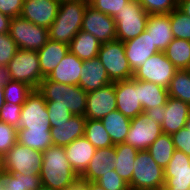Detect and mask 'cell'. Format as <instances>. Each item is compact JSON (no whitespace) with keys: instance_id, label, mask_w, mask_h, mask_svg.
<instances>
[{"instance_id":"11a10c76","label":"cell","mask_w":190,"mask_h":190,"mask_svg":"<svg viewBox=\"0 0 190 190\" xmlns=\"http://www.w3.org/2000/svg\"><path fill=\"white\" fill-rule=\"evenodd\" d=\"M185 127L190 131V113H189L188 119L186 121Z\"/></svg>"},{"instance_id":"60d3db41","label":"cell","mask_w":190,"mask_h":190,"mask_svg":"<svg viewBox=\"0 0 190 190\" xmlns=\"http://www.w3.org/2000/svg\"><path fill=\"white\" fill-rule=\"evenodd\" d=\"M18 50L9 32L0 34V66H7Z\"/></svg>"},{"instance_id":"d6a6232c","label":"cell","mask_w":190,"mask_h":190,"mask_svg":"<svg viewBox=\"0 0 190 190\" xmlns=\"http://www.w3.org/2000/svg\"><path fill=\"white\" fill-rule=\"evenodd\" d=\"M175 150L171 135L165 133H162L147 149L163 169L169 164Z\"/></svg>"},{"instance_id":"ffe728a7","label":"cell","mask_w":190,"mask_h":190,"mask_svg":"<svg viewBox=\"0 0 190 190\" xmlns=\"http://www.w3.org/2000/svg\"><path fill=\"white\" fill-rule=\"evenodd\" d=\"M110 83H112V81L98 57L83 60L79 87L88 93Z\"/></svg>"},{"instance_id":"8992f818","label":"cell","mask_w":190,"mask_h":190,"mask_svg":"<svg viewBox=\"0 0 190 190\" xmlns=\"http://www.w3.org/2000/svg\"><path fill=\"white\" fill-rule=\"evenodd\" d=\"M148 16L137 0H130L114 17L117 40L126 42L139 36L146 30Z\"/></svg>"},{"instance_id":"e575fe53","label":"cell","mask_w":190,"mask_h":190,"mask_svg":"<svg viewBox=\"0 0 190 190\" xmlns=\"http://www.w3.org/2000/svg\"><path fill=\"white\" fill-rule=\"evenodd\" d=\"M84 137L96 149L114 146L101 120L86 119Z\"/></svg>"},{"instance_id":"484cf974","label":"cell","mask_w":190,"mask_h":190,"mask_svg":"<svg viewBox=\"0 0 190 190\" xmlns=\"http://www.w3.org/2000/svg\"><path fill=\"white\" fill-rule=\"evenodd\" d=\"M68 52V44L48 39L47 43L37 51L42 77H48Z\"/></svg>"},{"instance_id":"ba28073f","label":"cell","mask_w":190,"mask_h":190,"mask_svg":"<svg viewBox=\"0 0 190 190\" xmlns=\"http://www.w3.org/2000/svg\"><path fill=\"white\" fill-rule=\"evenodd\" d=\"M11 80L37 89L43 80L37 51L19 49L7 65Z\"/></svg>"},{"instance_id":"5bb4252c","label":"cell","mask_w":190,"mask_h":190,"mask_svg":"<svg viewBox=\"0 0 190 190\" xmlns=\"http://www.w3.org/2000/svg\"><path fill=\"white\" fill-rule=\"evenodd\" d=\"M117 109L114 82L87 93L86 119L101 120Z\"/></svg>"},{"instance_id":"83f0119b","label":"cell","mask_w":190,"mask_h":190,"mask_svg":"<svg viewBox=\"0 0 190 190\" xmlns=\"http://www.w3.org/2000/svg\"><path fill=\"white\" fill-rule=\"evenodd\" d=\"M101 42L92 34L80 30L69 44V51L81 60L98 57Z\"/></svg>"},{"instance_id":"f5cc1de1","label":"cell","mask_w":190,"mask_h":190,"mask_svg":"<svg viewBox=\"0 0 190 190\" xmlns=\"http://www.w3.org/2000/svg\"><path fill=\"white\" fill-rule=\"evenodd\" d=\"M85 190H105L102 186L96 182H84Z\"/></svg>"},{"instance_id":"277c9868","label":"cell","mask_w":190,"mask_h":190,"mask_svg":"<svg viewBox=\"0 0 190 190\" xmlns=\"http://www.w3.org/2000/svg\"><path fill=\"white\" fill-rule=\"evenodd\" d=\"M164 169L147 150L137 152L131 179V190H161L164 186Z\"/></svg>"},{"instance_id":"f546056e","label":"cell","mask_w":190,"mask_h":190,"mask_svg":"<svg viewBox=\"0 0 190 190\" xmlns=\"http://www.w3.org/2000/svg\"><path fill=\"white\" fill-rule=\"evenodd\" d=\"M114 145L124 143L130 129L131 119L117 109L101 119Z\"/></svg>"},{"instance_id":"9f6ffc18","label":"cell","mask_w":190,"mask_h":190,"mask_svg":"<svg viewBox=\"0 0 190 190\" xmlns=\"http://www.w3.org/2000/svg\"><path fill=\"white\" fill-rule=\"evenodd\" d=\"M161 190H190L185 188H162Z\"/></svg>"},{"instance_id":"ee69618b","label":"cell","mask_w":190,"mask_h":190,"mask_svg":"<svg viewBox=\"0 0 190 190\" xmlns=\"http://www.w3.org/2000/svg\"><path fill=\"white\" fill-rule=\"evenodd\" d=\"M105 190H130L128 183H126L115 170L103 175L96 181Z\"/></svg>"},{"instance_id":"d6986e66","label":"cell","mask_w":190,"mask_h":190,"mask_svg":"<svg viewBox=\"0 0 190 190\" xmlns=\"http://www.w3.org/2000/svg\"><path fill=\"white\" fill-rule=\"evenodd\" d=\"M115 155V145L96 149L86 170L79 176L80 181L96 182L100 177L114 170Z\"/></svg>"},{"instance_id":"9c48e42d","label":"cell","mask_w":190,"mask_h":190,"mask_svg":"<svg viewBox=\"0 0 190 190\" xmlns=\"http://www.w3.org/2000/svg\"><path fill=\"white\" fill-rule=\"evenodd\" d=\"M9 34L19 49L38 51L48 41V28L38 26L22 17L11 18Z\"/></svg>"},{"instance_id":"ac0fdd59","label":"cell","mask_w":190,"mask_h":190,"mask_svg":"<svg viewBox=\"0 0 190 190\" xmlns=\"http://www.w3.org/2000/svg\"><path fill=\"white\" fill-rule=\"evenodd\" d=\"M124 48L129 66L133 72L141 67L149 57L160 52L153 45L146 30L134 39L124 42Z\"/></svg>"},{"instance_id":"5b68a950","label":"cell","mask_w":190,"mask_h":190,"mask_svg":"<svg viewBox=\"0 0 190 190\" xmlns=\"http://www.w3.org/2000/svg\"><path fill=\"white\" fill-rule=\"evenodd\" d=\"M43 162L42 151L15 143L1 158V169L9 173L39 175Z\"/></svg>"},{"instance_id":"8fae6325","label":"cell","mask_w":190,"mask_h":190,"mask_svg":"<svg viewBox=\"0 0 190 190\" xmlns=\"http://www.w3.org/2000/svg\"><path fill=\"white\" fill-rule=\"evenodd\" d=\"M177 68L169 61L164 52L156 53L133 72V78L152 82L166 89L170 86Z\"/></svg>"},{"instance_id":"bcb514c9","label":"cell","mask_w":190,"mask_h":190,"mask_svg":"<svg viewBox=\"0 0 190 190\" xmlns=\"http://www.w3.org/2000/svg\"><path fill=\"white\" fill-rule=\"evenodd\" d=\"M171 138L176 150L182 151L187 156H190V131L186 127L171 134Z\"/></svg>"},{"instance_id":"c3c4849f","label":"cell","mask_w":190,"mask_h":190,"mask_svg":"<svg viewBox=\"0 0 190 190\" xmlns=\"http://www.w3.org/2000/svg\"><path fill=\"white\" fill-rule=\"evenodd\" d=\"M11 80L7 66H0V110L5 103L4 85Z\"/></svg>"},{"instance_id":"816d5d0a","label":"cell","mask_w":190,"mask_h":190,"mask_svg":"<svg viewBox=\"0 0 190 190\" xmlns=\"http://www.w3.org/2000/svg\"><path fill=\"white\" fill-rule=\"evenodd\" d=\"M178 8L190 17V0H179Z\"/></svg>"},{"instance_id":"1f68e13d","label":"cell","mask_w":190,"mask_h":190,"mask_svg":"<svg viewBox=\"0 0 190 190\" xmlns=\"http://www.w3.org/2000/svg\"><path fill=\"white\" fill-rule=\"evenodd\" d=\"M177 70H185L190 66V41L174 38L163 51Z\"/></svg>"},{"instance_id":"52a82bcc","label":"cell","mask_w":190,"mask_h":190,"mask_svg":"<svg viewBox=\"0 0 190 190\" xmlns=\"http://www.w3.org/2000/svg\"><path fill=\"white\" fill-rule=\"evenodd\" d=\"M98 58L112 82L133 78V71L126 58L123 41L115 40L101 44Z\"/></svg>"},{"instance_id":"7bdbcfd3","label":"cell","mask_w":190,"mask_h":190,"mask_svg":"<svg viewBox=\"0 0 190 190\" xmlns=\"http://www.w3.org/2000/svg\"><path fill=\"white\" fill-rule=\"evenodd\" d=\"M22 106L5 102L0 110V121L18 129Z\"/></svg>"},{"instance_id":"7dc6e473","label":"cell","mask_w":190,"mask_h":190,"mask_svg":"<svg viewBox=\"0 0 190 190\" xmlns=\"http://www.w3.org/2000/svg\"><path fill=\"white\" fill-rule=\"evenodd\" d=\"M24 0H0V13L10 18L19 17Z\"/></svg>"},{"instance_id":"b9f144b4","label":"cell","mask_w":190,"mask_h":190,"mask_svg":"<svg viewBox=\"0 0 190 190\" xmlns=\"http://www.w3.org/2000/svg\"><path fill=\"white\" fill-rule=\"evenodd\" d=\"M130 0H92L89 4L98 11L115 17Z\"/></svg>"},{"instance_id":"f6af8a7d","label":"cell","mask_w":190,"mask_h":190,"mask_svg":"<svg viewBox=\"0 0 190 190\" xmlns=\"http://www.w3.org/2000/svg\"><path fill=\"white\" fill-rule=\"evenodd\" d=\"M49 113V121L51 127H56V124H62L69 121L74 115L62 105H46Z\"/></svg>"},{"instance_id":"681fc988","label":"cell","mask_w":190,"mask_h":190,"mask_svg":"<svg viewBox=\"0 0 190 190\" xmlns=\"http://www.w3.org/2000/svg\"><path fill=\"white\" fill-rule=\"evenodd\" d=\"M165 111H166V105L147 109L144 112L146 113V115L149 116V118H151L153 122H156L161 125L164 120L163 112Z\"/></svg>"},{"instance_id":"4fadbf2b","label":"cell","mask_w":190,"mask_h":190,"mask_svg":"<svg viewBox=\"0 0 190 190\" xmlns=\"http://www.w3.org/2000/svg\"><path fill=\"white\" fill-rule=\"evenodd\" d=\"M81 30L92 34L102 44L117 40L114 18L98 11L90 4L85 9Z\"/></svg>"},{"instance_id":"f35d334b","label":"cell","mask_w":190,"mask_h":190,"mask_svg":"<svg viewBox=\"0 0 190 190\" xmlns=\"http://www.w3.org/2000/svg\"><path fill=\"white\" fill-rule=\"evenodd\" d=\"M148 14H169L178 7L179 0H137Z\"/></svg>"},{"instance_id":"8d00e7d4","label":"cell","mask_w":190,"mask_h":190,"mask_svg":"<svg viewBox=\"0 0 190 190\" xmlns=\"http://www.w3.org/2000/svg\"><path fill=\"white\" fill-rule=\"evenodd\" d=\"M33 90L34 89L26 83L10 80L4 85L5 102L23 105Z\"/></svg>"},{"instance_id":"2e32d148","label":"cell","mask_w":190,"mask_h":190,"mask_svg":"<svg viewBox=\"0 0 190 190\" xmlns=\"http://www.w3.org/2000/svg\"><path fill=\"white\" fill-rule=\"evenodd\" d=\"M61 0H24L20 17L49 28L54 22Z\"/></svg>"},{"instance_id":"44dd1931","label":"cell","mask_w":190,"mask_h":190,"mask_svg":"<svg viewBox=\"0 0 190 190\" xmlns=\"http://www.w3.org/2000/svg\"><path fill=\"white\" fill-rule=\"evenodd\" d=\"M189 113L190 105L188 103L169 96L166 103V111L163 112L162 132L170 135L178 132L185 127Z\"/></svg>"},{"instance_id":"9a60e30c","label":"cell","mask_w":190,"mask_h":190,"mask_svg":"<svg viewBox=\"0 0 190 190\" xmlns=\"http://www.w3.org/2000/svg\"><path fill=\"white\" fill-rule=\"evenodd\" d=\"M117 110L132 119L144 112L139 102L138 80L131 78L114 82Z\"/></svg>"},{"instance_id":"f1b7e54d","label":"cell","mask_w":190,"mask_h":190,"mask_svg":"<svg viewBox=\"0 0 190 190\" xmlns=\"http://www.w3.org/2000/svg\"><path fill=\"white\" fill-rule=\"evenodd\" d=\"M139 102L143 110L164 106L169 98L168 89L152 82L138 80Z\"/></svg>"},{"instance_id":"3957f363","label":"cell","mask_w":190,"mask_h":190,"mask_svg":"<svg viewBox=\"0 0 190 190\" xmlns=\"http://www.w3.org/2000/svg\"><path fill=\"white\" fill-rule=\"evenodd\" d=\"M37 90L43 95L46 105H62L67 107L73 115L84 116L87 92L78 85H66L45 77Z\"/></svg>"},{"instance_id":"30bf717a","label":"cell","mask_w":190,"mask_h":190,"mask_svg":"<svg viewBox=\"0 0 190 190\" xmlns=\"http://www.w3.org/2000/svg\"><path fill=\"white\" fill-rule=\"evenodd\" d=\"M17 130H51L46 101L37 89L29 94L22 106Z\"/></svg>"},{"instance_id":"7c38bea8","label":"cell","mask_w":190,"mask_h":190,"mask_svg":"<svg viewBox=\"0 0 190 190\" xmlns=\"http://www.w3.org/2000/svg\"><path fill=\"white\" fill-rule=\"evenodd\" d=\"M162 133L161 125L153 122L145 112H142L131 119L124 143L135 147L138 151L147 150Z\"/></svg>"},{"instance_id":"74e56055","label":"cell","mask_w":190,"mask_h":190,"mask_svg":"<svg viewBox=\"0 0 190 190\" xmlns=\"http://www.w3.org/2000/svg\"><path fill=\"white\" fill-rule=\"evenodd\" d=\"M173 37L190 41V17L178 7L169 13Z\"/></svg>"},{"instance_id":"7402d4cb","label":"cell","mask_w":190,"mask_h":190,"mask_svg":"<svg viewBox=\"0 0 190 190\" xmlns=\"http://www.w3.org/2000/svg\"><path fill=\"white\" fill-rule=\"evenodd\" d=\"M72 169L80 176L94 156L96 148L83 136L64 147Z\"/></svg>"},{"instance_id":"f907efd6","label":"cell","mask_w":190,"mask_h":190,"mask_svg":"<svg viewBox=\"0 0 190 190\" xmlns=\"http://www.w3.org/2000/svg\"><path fill=\"white\" fill-rule=\"evenodd\" d=\"M10 20L9 16L0 13V34L9 32Z\"/></svg>"},{"instance_id":"6da1fadb","label":"cell","mask_w":190,"mask_h":190,"mask_svg":"<svg viewBox=\"0 0 190 190\" xmlns=\"http://www.w3.org/2000/svg\"><path fill=\"white\" fill-rule=\"evenodd\" d=\"M42 153L43 162L39 174L41 185L52 190H63L80 181L67 159L63 146L52 145Z\"/></svg>"},{"instance_id":"603a6c76","label":"cell","mask_w":190,"mask_h":190,"mask_svg":"<svg viewBox=\"0 0 190 190\" xmlns=\"http://www.w3.org/2000/svg\"><path fill=\"white\" fill-rule=\"evenodd\" d=\"M146 31L160 52L174 39L169 14H149Z\"/></svg>"},{"instance_id":"7a4b0ae2","label":"cell","mask_w":190,"mask_h":190,"mask_svg":"<svg viewBox=\"0 0 190 190\" xmlns=\"http://www.w3.org/2000/svg\"><path fill=\"white\" fill-rule=\"evenodd\" d=\"M88 4L85 0H61L57 16L48 28L49 39L69 45L81 30Z\"/></svg>"},{"instance_id":"680465c9","label":"cell","mask_w":190,"mask_h":190,"mask_svg":"<svg viewBox=\"0 0 190 190\" xmlns=\"http://www.w3.org/2000/svg\"><path fill=\"white\" fill-rule=\"evenodd\" d=\"M188 72H189V74H190V66L186 69Z\"/></svg>"},{"instance_id":"4dcf8cb0","label":"cell","mask_w":190,"mask_h":190,"mask_svg":"<svg viewBox=\"0 0 190 190\" xmlns=\"http://www.w3.org/2000/svg\"><path fill=\"white\" fill-rule=\"evenodd\" d=\"M40 186L39 175H22L0 170V190H37Z\"/></svg>"},{"instance_id":"836d02e7","label":"cell","mask_w":190,"mask_h":190,"mask_svg":"<svg viewBox=\"0 0 190 190\" xmlns=\"http://www.w3.org/2000/svg\"><path fill=\"white\" fill-rule=\"evenodd\" d=\"M17 136L19 144L42 152L53 145L50 131L17 130Z\"/></svg>"},{"instance_id":"e0dca14e","label":"cell","mask_w":190,"mask_h":190,"mask_svg":"<svg viewBox=\"0 0 190 190\" xmlns=\"http://www.w3.org/2000/svg\"><path fill=\"white\" fill-rule=\"evenodd\" d=\"M162 188L190 189V156L175 150L169 164L164 168Z\"/></svg>"},{"instance_id":"d590c367","label":"cell","mask_w":190,"mask_h":190,"mask_svg":"<svg viewBox=\"0 0 190 190\" xmlns=\"http://www.w3.org/2000/svg\"><path fill=\"white\" fill-rule=\"evenodd\" d=\"M168 94L190 105V74L186 69L175 72L168 87Z\"/></svg>"},{"instance_id":"db71d44e","label":"cell","mask_w":190,"mask_h":190,"mask_svg":"<svg viewBox=\"0 0 190 190\" xmlns=\"http://www.w3.org/2000/svg\"><path fill=\"white\" fill-rule=\"evenodd\" d=\"M63 190H85L84 187V182L82 181H78L77 183H75L73 186L65 188Z\"/></svg>"},{"instance_id":"cb8c5ba5","label":"cell","mask_w":190,"mask_h":190,"mask_svg":"<svg viewBox=\"0 0 190 190\" xmlns=\"http://www.w3.org/2000/svg\"><path fill=\"white\" fill-rule=\"evenodd\" d=\"M85 122V116L74 115L66 123L56 124V127H51L50 132L53 145L65 147L77 138L83 137Z\"/></svg>"},{"instance_id":"4316f807","label":"cell","mask_w":190,"mask_h":190,"mask_svg":"<svg viewBox=\"0 0 190 190\" xmlns=\"http://www.w3.org/2000/svg\"><path fill=\"white\" fill-rule=\"evenodd\" d=\"M115 167L117 174L129 185L131 190V179L134 170L135 157L138 150L128 144L119 143L115 145Z\"/></svg>"},{"instance_id":"6f0895ef","label":"cell","mask_w":190,"mask_h":190,"mask_svg":"<svg viewBox=\"0 0 190 190\" xmlns=\"http://www.w3.org/2000/svg\"><path fill=\"white\" fill-rule=\"evenodd\" d=\"M37 190H52L47 186L41 185Z\"/></svg>"},{"instance_id":"d4e9b609","label":"cell","mask_w":190,"mask_h":190,"mask_svg":"<svg viewBox=\"0 0 190 190\" xmlns=\"http://www.w3.org/2000/svg\"><path fill=\"white\" fill-rule=\"evenodd\" d=\"M82 65L83 60L69 51L47 78L66 85H79Z\"/></svg>"},{"instance_id":"ab89813d","label":"cell","mask_w":190,"mask_h":190,"mask_svg":"<svg viewBox=\"0 0 190 190\" xmlns=\"http://www.w3.org/2000/svg\"><path fill=\"white\" fill-rule=\"evenodd\" d=\"M17 128L0 121V158L17 143Z\"/></svg>"}]
</instances>
